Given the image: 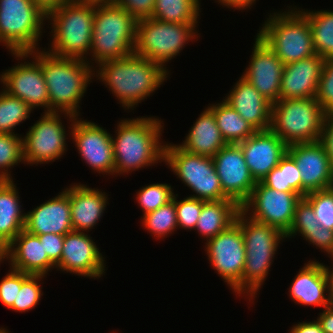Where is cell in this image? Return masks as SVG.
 <instances>
[{
  "label": "cell",
  "mask_w": 333,
  "mask_h": 333,
  "mask_svg": "<svg viewBox=\"0 0 333 333\" xmlns=\"http://www.w3.org/2000/svg\"><path fill=\"white\" fill-rule=\"evenodd\" d=\"M98 67L94 76L111 90L127 110H133L135 105L137 107L142 100L150 97L169 75L160 64L135 54L103 62Z\"/></svg>",
  "instance_id": "6da1fadb"
},
{
  "label": "cell",
  "mask_w": 333,
  "mask_h": 333,
  "mask_svg": "<svg viewBox=\"0 0 333 333\" xmlns=\"http://www.w3.org/2000/svg\"><path fill=\"white\" fill-rule=\"evenodd\" d=\"M43 71L49 95V112L78 117L79 103L92 82L95 69L85 60L63 58L44 51H30Z\"/></svg>",
  "instance_id": "7a4b0ae2"
},
{
  "label": "cell",
  "mask_w": 333,
  "mask_h": 333,
  "mask_svg": "<svg viewBox=\"0 0 333 333\" xmlns=\"http://www.w3.org/2000/svg\"><path fill=\"white\" fill-rule=\"evenodd\" d=\"M162 121L155 117L123 119L118 122L116 137L112 136L114 174H128L164 161L161 132Z\"/></svg>",
  "instance_id": "3957f363"
},
{
  "label": "cell",
  "mask_w": 333,
  "mask_h": 333,
  "mask_svg": "<svg viewBox=\"0 0 333 333\" xmlns=\"http://www.w3.org/2000/svg\"><path fill=\"white\" fill-rule=\"evenodd\" d=\"M94 15L95 4L76 0L49 10L47 20L52 24V42L47 52L94 65L86 57L91 50Z\"/></svg>",
  "instance_id": "277c9868"
},
{
  "label": "cell",
  "mask_w": 333,
  "mask_h": 333,
  "mask_svg": "<svg viewBox=\"0 0 333 333\" xmlns=\"http://www.w3.org/2000/svg\"><path fill=\"white\" fill-rule=\"evenodd\" d=\"M235 221L240 225L245 242L242 295H250L251 302L266 280L280 241L286 237L281 230L250 218L242 210Z\"/></svg>",
  "instance_id": "5b68a950"
},
{
  "label": "cell",
  "mask_w": 333,
  "mask_h": 333,
  "mask_svg": "<svg viewBox=\"0 0 333 333\" xmlns=\"http://www.w3.org/2000/svg\"><path fill=\"white\" fill-rule=\"evenodd\" d=\"M136 26L137 20L117 4H95L89 54L96 67L133 54Z\"/></svg>",
  "instance_id": "8992f818"
},
{
  "label": "cell",
  "mask_w": 333,
  "mask_h": 333,
  "mask_svg": "<svg viewBox=\"0 0 333 333\" xmlns=\"http://www.w3.org/2000/svg\"><path fill=\"white\" fill-rule=\"evenodd\" d=\"M264 23L257 35L284 65L317 54L309 20L297 7L274 12Z\"/></svg>",
  "instance_id": "52a82bcc"
},
{
  "label": "cell",
  "mask_w": 333,
  "mask_h": 333,
  "mask_svg": "<svg viewBox=\"0 0 333 333\" xmlns=\"http://www.w3.org/2000/svg\"><path fill=\"white\" fill-rule=\"evenodd\" d=\"M326 114L315 97L280 99L272 104L270 129L288 146L317 142Z\"/></svg>",
  "instance_id": "ba28073f"
},
{
  "label": "cell",
  "mask_w": 333,
  "mask_h": 333,
  "mask_svg": "<svg viewBox=\"0 0 333 333\" xmlns=\"http://www.w3.org/2000/svg\"><path fill=\"white\" fill-rule=\"evenodd\" d=\"M195 29V24H177L153 18L137 20L133 54L156 62L168 71L166 62L177 56L191 39L199 37Z\"/></svg>",
  "instance_id": "9c48e42d"
},
{
  "label": "cell",
  "mask_w": 333,
  "mask_h": 333,
  "mask_svg": "<svg viewBox=\"0 0 333 333\" xmlns=\"http://www.w3.org/2000/svg\"><path fill=\"white\" fill-rule=\"evenodd\" d=\"M44 20L47 13L34 0H0V43L11 53L38 50Z\"/></svg>",
  "instance_id": "30bf717a"
},
{
  "label": "cell",
  "mask_w": 333,
  "mask_h": 333,
  "mask_svg": "<svg viewBox=\"0 0 333 333\" xmlns=\"http://www.w3.org/2000/svg\"><path fill=\"white\" fill-rule=\"evenodd\" d=\"M164 161L187 187L196 194L190 197L204 201L228 199L216 173L212 157L189 153L178 144H164Z\"/></svg>",
  "instance_id": "8fae6325"
},
{
  "label": "cell",
  "mask_w": 333,
  "mask_h": 333,
  "mask_svg": "<svg viewBox=\"0 0 333 333\" xmlns=\"http://www.w3.org/2000/svg\"><path fill=\"white\" fill-rule=\"evenodd\" d=\"M205 248L213 269L238 296H241L246 254L240 225L235 221L217 236L207 240Z\"/></svg>",
  "instance_id": "7c38bea8"
},
{
  "label": "cell",
  "mask_w": 333,
  "mask_h": 333,
  "mask_svg": "<svg viewBox=\"0 0 333 333\" xmlns=\"http://www.w3.org/2000/svg\"><path fill=\"white\" fill-rule=\"evenodd\" d=\"M43 113L22 138L23 160L26 164L54 162L67 151L68 138L61 122L62 112Z\"/></svg>",
  "instance_id": "4fadbf2b"
},
{
  "label": "cell",
  "mask_w": 333,
  "mask_h": 333,
  "mask_svg": "<svg viewBox=\"0 0 333 333\" xmlns=\"http://www.w3.org/2000/svg\"><path fill=\"white\" fill-rule=\"evenodd\" d=\"M302 199L297 192L277 191L258 181L241 210L250 218L281 230L290 229L296 205Z\"/></svg>",
  "instance_id": "5bb4252c"
},
{
  "label": "cell",
  "mask_w": 333,
  "mask_h": 333,
  "mask_svg": "<svg viewBox=\"0 0 333 333\" xmlns=\"http://www.w3.org/2000/svg\"><path fill=\"white\" fill-rule=\"evenodd\" d=\"M17 60L32 56L31 62H24L13 66L2 72L0 82L4 90L14 97L25 101L33 110L43 107L45 113L49 112V95L43 75L39 65V60L31 52H12Z\"/></svg>",
  "instance_id": "9a60e30c"
},
{
  "label": "cell",
  "mask_w": 333,
  "mask_h": 333,
  "mask_svg": "<svg viewBox=\"0 0 333 333\" xmlns=\"http://www.w3.org/2000/svg\"><path fill=\"white\" fill-rule=\"evenodd\" d=\"M69 117L71 131L69 132L86 164L94 172L114 175V151L112 134L94 122Z\"/></svg>",
  "instance_id": "2e32d148"
},
{
  "label": "cell",
  "mask_w": 333,
  "mask_h": 333,
  "mask_svg": "<svg viewBox=\"0 0 333 333\" xmlns=\"http://www.w3.org/2000/svg\"><path fill=\"white\" fill-rule=\"evenodd\" d=\"M212 158L223 194L241 207L257 183L251 176L241 147L238 144H227Z\"/></svg>",
  "instance_id": "e0dca14e"
},
{
  "label": "cell",
  "mask_w": 333,
  "mask_h": 333,
  "mask_svg": "<svg viewBox=\"0 0 333 333\" xmlns=\"http://www.w3.org/2000/svg\"><path fill=\"white\" fill-rule=\"evenodd\" d=\"M287 153L300 172L302 197L309 192L333 187V164L319 141L289 145Z\"/></svg>",
  "instance_id": "ac0fdd59"
},
{
  "label": "cell",
  "mask_w": 333,
  "mask_h": 333,
  "mask_svg": "<svg viewBox=\"0 0 333 333\" xmlns=\"http://www.w3.org/2000/svg\"><path fill=\"white\" fill-rule=\"evenodd\" d=\"M104 257L89 234L71 231L64 235L63 250L57 270L98 279L105 273Z\"/></svg>",
  "instance_id": "d6986e66"
},
{
  "label": "cell",
  "mask_w": 333,
  "mask_h": 333,
  "mask_svg": "<svg viewBox=\"0 0 333 333\" xmlns=\"http://www.w3.org/2000/svg\"><path fill=\"white\" fill-rule=\"evenodd\" d=\"M252 50L251 61L242 77L274 104L280 100L284 64L258 35Z\"/></svg>",
  "instance_id": "ffe728a7"
},
{
  "label": "cell",
  "mask_w": 333,
  "mask_h": 333,
  "mask_svg": "<svg viewBox=\"0 0 333 333\" xmlns=\"http://www.w3.org/2000/svg\"><path fill=\"white\" fill-rule=\"evenodd\" d=\"M238 145L256 182L261 181L278 165L288 148V145L271 129L256 131Z\"/></svg>",
  "instance_id": "44dd1931"
},
{
  "label": "cell",
  "mask_w": 333,
  "mask_h": 333,
  "mask_svg": "<svg viewBox=\"0 0 333 333\" xmlns=\"http://www.w3.org/2000/svg\"><path fill=\"white\" fill-rule=\"evenodd\" d=\"M24 230L34 235H65L71 231L70 191L64 189L56 197L40 204L25 216Z\"/></svg>",
  "instance_id": "7402d4cb"
},
{
  "label": "cell",
  "mask_w": 333,
  "mask_h": 333,
  "mask_svg": "<svg viewBox=\"0 0 333 333\" xmlns=\"http://www.w3.org/2000/svg\"><path fill=\"white\" fill-rule=\"evenodd\" d=\"M325 59L318 54L284 65L280 99L316 97Z\"/></svg>",
  "instance_id": "603a6c76"
},
{
  "label": "cell",
  "mask_w": 333,
  "mask_h": 333,
  "mask_svg": "<svg viewBox=\"0 0 333 333\" xmlns=\"http://www.w3.org/2000/svg\"><path fill=\"white\" fill-rule=\"evenodd\" d=\"M289 296L299 305L324 309L329 306L333 302V294L323 264L316 260L304 264L291 283Z\"/></svg>",
  "instance_id": "cb8c5ba5"
},
{
  "label": "cell",
  "mask_w": 333,
  "mask_h": 333,
  "mask_svg": "<svg viewBox=\"0 0 333 333\" xmlns=\"http://www.w3.org/2000/svg\"><path fill=\"white\" fill-rule=\"evenodd\" d=\"M223 100L257 131L270 129L272 103L242 76Z\"/></svg>",
  "instance_id": "d4e9b609"
},
{
  "label": "cell",
  "mask_w": 333,
  "mask_h": 333,
  "mask_svg": "<svg viewBox=\"0 0 333 333\" xmlns=\"http://www.w3.org/2000/svg\"><path fill=\"white\" fill-rule=\"evenodd\" d=\"M6 260H10L11 269L31 275L46 276L56 268L44 253L39 237L24 229L6 246Z\"/></svg>",
  "instance_id": "484cf974"
},
{
  "label": "cell",
  "mask_w": 333,
  "mask_h": 333,
  "mask_svg": "<svg viewBox=\"0 0 333 333\" xmlns=\"http://www.w3.org/2000/svg\"><path fill=\"white\" fill-rule=\"evenodd\" d=\"M70 191V210L73 231L87 232L93 229L105 211L108 195L99 189L76 183Z\"/></svg>",
  "instance_id": "4316f807"
},
{
  "label": "cell",
  "mask_w": 333,
  "mask_h": 333,
  "mask_svg": "<svg viewBox=\"0 0 333 333\" xmlns=\"http://www.w3.org/2000/svg\"><path fill=\"white\" fill-rule=\"evenodd\" d=\"M227 145L217 126L212 110L207 107L196 119L182 144L183 150L207 157H213Z\"/></svg>",
  "instance_id": "83f0119b"
},
{
  "label": "cell",
  "mask_w": 333,
  "mask_h": 333,
  "mask_svg": "<svg viewBox=\"0 0 333 333\" xmlns=\"http://www.w3.org/2000/svg\"><path fill=\"white\" fill-rule=\"evenodd\" d=\"M13 180H0V243L5 247L24 229L25 216Z\"/></svg>",
  "instance_id": "f1b7e54d"
},
{
  "label": "cell",
  "mask_w": 333,
  "mask_h": 333,
  "mask_svg": "<svg viewBox=\"0 0 333 333\" xmlns=\"http://www.w3.org/2000/svg\"><path fill=\"white\" fill-rule=\"evenodd\" d=\"M241 207L231 199L204 201L195 227L206 241L227 229L236 220Z\"/></svg>",
  "instance_id": "f546056e"
},
{
  "label": "cell",
  "mask_w": 333,
  "mask_h": 333,
  "mask_svg": "<svg viewBox=\"0 0 333 333\" xmlns=\"http://www.w3.org/2000/svg\"><path fill=\"white\" fill-rule=\"evenodd\" d=\"M208 107L212 110L217 126L227 144L245 141L257 131L224 100L217 104H210Z\"/></svg>",
  "instance_id": "4dcf8cb0"
},
{
  "label": "cell",
  "mask_w": 333,
  "mask_h": 333,
  "mask_svg": "<svg viewBox=\"0 0 333 333\" xmlns=\"http://www.w3.org/2000/svg\"><path fill=\"white\" fill-rule=\"evenodd\" d=\"M200 0H156L152 18L177 24H195L200 16Z\"/></svg>",
  "instance_id": "1f68e13d"
},
{
  "label": "cell",
  "mask_w": 333,
  "mask_h": 333,
  "mask_svg": "<svg viewBox=\"0 0 333 333\" xmlns=\"http://www.w3.org/2000/svg\"><path fill=\"white\" fill-rule=\"evenodd\" d=\"M300 11L309 20L316 53L324 59L333 58V11Z\"/></svg>",
  "instance_id": "d6a6232c"
},
{
  "label": "cell",
  "mask_w": 333,
  "mask_h": 333,
  "mask_svg": "<svg viewBox=\"0 0 333 333\" xmlns=\"http://www.w3.org/2000/svg\"><path fill=\"white\" fill-rule=\"evenodd\" d=\"M261 182L270 189L297 192L302 196V180L294 159L286 153Z\"/></svg>",
  "instance_id": "836d02e7"
},
{
  "label": "cell",
  "mask_w": 333,
  "mask_h": 333,
  "mask_svg": "<svg viewBox=\"0 0 333 333\" xmlns=\"http://www.w3.org/2000/svg\"><path fill=\"white\" fill-rule=\"evenodd\" d=\"M2 90L0 91V133L15 134L14 128L29 119L33 110L25 101L12 96L3 88Z\"/></svg>",
  "instance_id": "e575fe53"
},
{
  "label": "cell",
  "mask_w": 333,
  "mask_h": 333,
  "mask_svg": "<svg viewBox=\"0 0 333 333\" xmlns=\"http://www.w3.org/2000/svg\"><path fill=\"white\" fill-rule=\"evenodd\" d=\"M44 277L17 271V296L10 309L22 313L35 308L43 295L40 281Z\"/></svg>",
  "instance_id": "d590c367"
},
{
  "label": "cell",
  "mask_w": 333,
  "mask_h": 333,
  "mask_svg": "<svg viewBox=\"0 0 333 333\" xmlns=\"http://www.w3.org/2000/svg\"><path fill=\"white\" fill-rule=\"evenodd\" d=\"M142 224L149 233L159 238H165L178 229L176 206L172 199L157 210L143 215ZM169 234V235H168Z\"/></svg>",
  "instance_id": "8d00e7d4"
},
{
  "label": "cell",
  "mask_w": 333,
  "mask_h": 333,
  "mask_svg": "<svg viewBox=\"0 0 333 333\" xmlns=\"http://www.w3.org/2000/svg\"><path fill=\"white\" fill-rule=\"evenodd\" d=\"M22 138L17 133H0V180H13L9 172L11 167L24 163Z\"/></svg>",
  "instance_id": "74e56055"
},
{
  "label": "cell",
  "mask_w": 333,
  "mask_h": 333,
  "mask_svg": "<svg viewBox=\"0 0 333 333\" xmlns=\"http://www.w3.org/2000/svg\"><path fill=\"white\" fill-rule=\"evenodd\" d=\"M167 183H154L141 188L136 195V201L144 212L143 215L157 210L172 200L174 192Z\"/></svg>",
  "instance_id": "f35d334b"
},
{
  "label": "cell",
  "mask_w": 333,
  "mask_h": 333,
  "mask_svg": "<svg viewBox=\"0 0 333 333\" xmlns=\"http://www.w3.org/2000/svg\"><path fill=\"white\" fill-rule=\"evenodd\" d=\"M304 198L312 205L320 225L333 230V187L309 192Z\"/></svg>",
  "instance_id": "ab89813d"
},
{
  "label": "cell",
  "mask_w": 333,
  "mask_h": 333,
  "mask_svg": "<svg viewBox=\"0 0 333 333\" xmlns=\"http://www.w3.org/2000/svg\"><path fill=\"white\" fill-rule=\"evenodd\" d=\"M320 227L321 225L316 220L312 205L302 197L296 205L292 224L290 229L285 233V237L288 239L302 231H315Z\"/></svg>",
  "instance_id": "60d3db41"
},
{
  "label": "cell",
  "mask_w": 333,
  "mask_h": 333,
  "mask_svg": "<svg viewBox=\"0 0 333 333\" xmlns=\"http://www.w3.org/2000/svg\"><path fill=\"white\" fill-rule=\"evenodd\" d=\"M177 197L178 194H174L172 199L176 206L178 229L195 230L203 206V200L188 196L178 201Z\"/></svg>",
  "instance_id": "b9f144b4"
},
{
  "label": "cell",
  "mask_w": 333,
  "mask_h": 333,
  "mask_svg": "<svg viewBox=\"0 0 333 333\" xmlns=\"http://www.w3.org/2000/svg\"><path fill=\"white\" fill-rule=\"evenodd\" d=\"M315 98L326 113L333 112V58H327L324 61Z\"/></svg>",
  "instance_id": "7bdbcfd3"
},
{
  "label": "cell",
  "mask_w": 333,
  "mask_h": 333,
  "mask_svg": "<svg viewBox=\"0 0 333 333\" xmlns=\"http://www.w3.org/2000/svg\"><path fill=\"white\" fill-rule=\"evenodd\" d=\"M156 0H114L113 3L122 7L136 20L152 18Z\"/></svg>",
  "instance_id": "ee69618b"
},
{
  "label": "cell",
  "mask_w": 333,
  "mask_h": 333,
  "mask_svg": "<svg viewBox=\"0 0 333 333\" xmlns=\"http://www.w3.org/2000/svg\"><path fill=\"white\" fill-rule=\"evenodd\" d=\"M300 235L304 237L309 244L315 245L316 248L318 247L320 250L322 249L327 255L333 252V230L321 226L315 231H302Z\"/></svg>",
  "instance_id": "f6af8a7d"
},
{
  "label": "cell",
  "mask_w": 333,
  "mask_h": 333,
  "mask_svg": "<svg viewBox=\"0 0 333 333\" xmlns=\"http://www.w3.org/2000/svg\"><path fill=\"white\" fill-rule=\"evenodd\" d=\"M41 242H43L44 253L47 254L49 260L57 266L60 263L64 235L47 233L43 235H37Z\"/></svg>",
  "instance_id": "bcb514c9"
},
{
  "label": "cell",
  "mask_w": 333,
  "mask_h": 333,
  "mask_svg": "<svg viewBox=\"0 0 333 333\" xmlns=\"http://www.w3.org/2000/svg\"><path fill=\"white\" fill-rule=\"evenodd\" d=\"M17 296V271L10 268V271L0 282V301L10 309Z\"/></svg>",
  "instance_id": "7dc6e473"
},
{
  "label": "cell",
  "mask_w": 333,
  "mask_h": 333,
  "mask_svg": "<svg viewBox=\"0 0 333 333\" xmlns=\"http://www.w3.org/2000/svg\"><path fill=\"white\" fill-rule=\"evenodd\" d=\"M319 142L323 145L330 162L333 164V112L327 113Z\"/></svg>",
  "instance_id": "c3c4849f"
},
{
  "label": "cell",
  "mask_w": 333,
  "mask_h": 333,
  "mask_svg": "<svg viewBox=\"0 0 333 333\" xmlns=\"http://www.w3.org/2000/svg\"><path fill=\"white\" fill-rule=\"evenodd\" d=\"M291 328L289 333H325L317 319L312 322H299Z\"/></svg>",
  "instance_id": "681fc988"
},
{
  "label": "cell",
  "mask_w": 333,
  "mask_h": 333,
  "mask_svg": "<svg viewBox=\"0 0 333 333\" xmlns=\"http://www.w3.org/2000/svg\"><path fill=\"white\" fill-rule=\"evenodd\" d=\"M325 333H333V302L317 318Z\"/></svg>",
  "instance_id": "f907efd6"
},
{
  "label": "cell",
  "mask_w": 333,
  "mask_h": 333,
  "mask_svg": "<svg viewBox=\"0 0 333 333\" xmlns=\"http://www.w3.org/2000/svg\"><path fill=\"white\" fill-rule=\"evenodd\" d=\"M217 2L228 8L232 7L235 8V10H245L250 8L253 3L255 4L256 0H218Z\"/></svg>",
  "instance_id": "816d5d0a"
},
{
  "label": "cell",
  "mask_w": 333,
  "mask_h": 333,
  "mask_svg": "<svg viewBox=\"0 0 333 333\" xmlns=\"http://www.w3.org/2000/svg\"><path fill=\"white\" fill-rule=\"evenodd\" d=\"M46 13L64 3H68L73 0H34Z\"/></svg>",
  "instance_id": "f5cc1de1"
},
{
  "label": "cell",
  "mask_w": 333,
  "mask_h": 333,
  "mask_svg": "<svg viewBox=\"0 0 333 333\" xmlns=\"http://www.w3.org/2000/svg\"><path fill=\"white\" fill-rule=\"evenodd\" d=\"M328 255L333 260V252ZM323 267L327 276V280L329 282L330 291L333 294V267L331 268L332 270H330V268L325 265H323Z\"/></svg>",
  "instance_id": "db71d44e"
},
{
  "label": "cell",
  "mask_w": 333,
  "mask_h": 333,
  "mask_svg": "<svg viewBox=\"0 0 333 333\" xmlns=\"http://www.w3.org/2000/svg\"><path fill=\"white\" fill-rule=\"evenodd\" d=\"M84 3H92V4H104V3H113L114 0H76Z\"/></svg>",
  "instance_id": "11a10c76"
},
{
  "label": "cell",
  "mask_w": 333,
  "mask_h": 333,
  "mask_svg": "<svg viewBox=\"0 0 333 333\" xmlns=\"http://www.w3.org/2000/svg\"><path fill=\"white\" fill-rule=\"evenodd\" d=\"M2 261H6V247L0 243V262Z\"/></svg>",
  "instance_id": "9f6ffc18"
},
{
  "label": "cell",
  "mask_w": 333,
  "mask_h": 333,
  "mask_svg": "<svg viewBox=\"0 0 333 333\" xmlns=\"http://www.w3.org/2000/svg\"><path fill=\"white\" fill-rule=\"evenodd\" d=\"M0 333H9L6 328H0Z\"/></svg>",
  "instance_id": "6f0895ef"
}]
</instances>
